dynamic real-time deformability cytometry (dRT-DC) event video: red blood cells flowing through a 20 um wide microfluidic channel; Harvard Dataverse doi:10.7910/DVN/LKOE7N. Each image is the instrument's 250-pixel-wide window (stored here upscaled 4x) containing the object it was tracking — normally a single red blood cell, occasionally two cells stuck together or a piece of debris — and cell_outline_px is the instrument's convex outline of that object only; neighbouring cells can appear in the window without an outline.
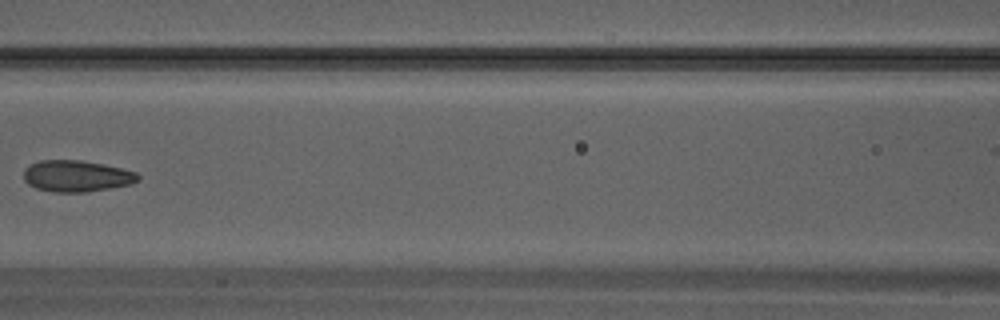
{"species": "Egyptian fruit bat (a non-hibernating species)", "species_latin": "Rousettus aegyptiacus", "temperature_condition": "warm", "stored_images_in_passage": 20, "camera_frame_rate_fps": 3000, "um_per_image_px": 0.085, "animal": {"sex": "male"}, "frame": {"image": 1, "passage_image": 6, "time_ms": 1.667, "image_size_px": [1000, 320], "cell_outline_px": [[140, 180], [128, 184], [88, 192], [56, 192], [36, 188], [28, 184], [24, 180], [24, 168], [28, 164], [40, 160], [80, 160], [120, 168], [136, 172], [140, 176]], "centroid_in_image_um": [6.46, 14.96], "position_along_channel_um": 160.1, "area_um2": 20.81}}
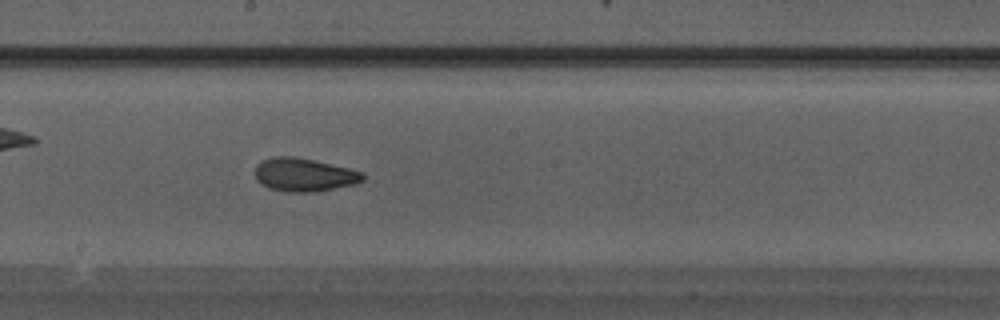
{"frame": {"image": 2, "passage_image": 9, "time_ms": 2.667, "image_size_px": [1000, 320], "cell_outline_px": [[364, 180], [356, 184], [316, 192], [288, 192], [268, 188], [260, 184], [256, 180], [256, 164], [260, 160], [272, 156], [292, 156], [312, 160], [348, 168], [364, 172]], "centroid_in_image_um": [25.83, 14.86], "position_along_channel_um": 222.4, "area_um2": 21.1}}
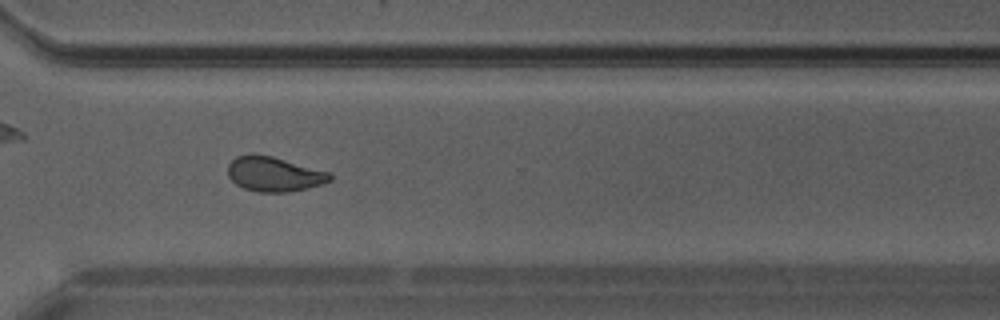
{"frame": {"image": 3, "passage_image": 15, "time_ms": 4.667, "image_size_px": [1000, 320], "cell_outline_px": [[332, 180], [308, 188], [288, 192], [256, 192], [244, 188], [236, 184], [228, 176], [228, 164], [236, 156], [252, 152], [272, 156], [328, 172], [332, 176]], "centroid_in_image_um": [23.25, 14.79], "position_along_channel_um": 347.4, "area_um2": 20.69}}